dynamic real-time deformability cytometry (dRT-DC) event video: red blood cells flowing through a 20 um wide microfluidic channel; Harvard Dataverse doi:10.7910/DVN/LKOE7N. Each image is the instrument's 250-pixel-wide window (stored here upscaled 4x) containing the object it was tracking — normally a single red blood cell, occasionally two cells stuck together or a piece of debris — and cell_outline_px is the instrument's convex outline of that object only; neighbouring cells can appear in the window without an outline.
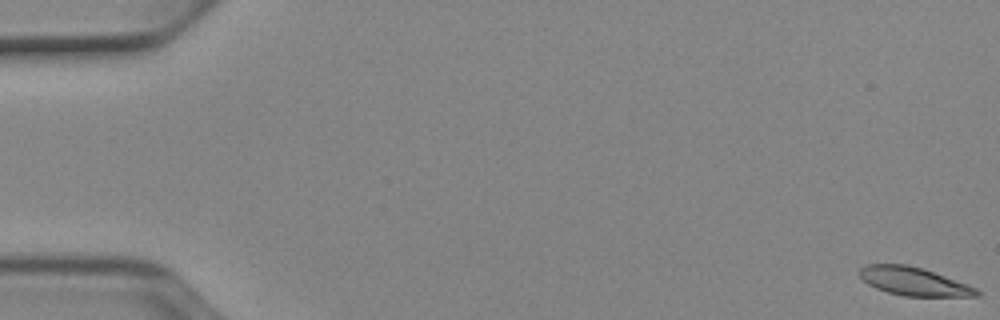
{"species": "Egyptian fruit bat (a non-hibernating species)", "species_latin": "Rousettus aegyptiacus", "temperature_condition": "cold", "stored_images_in_passage": 53, "camera_frame_rate_fps": 3000, "um_per_image_px": 0.085, "animal": {"sex": "female"}, "frame": {"image": 1, "passage_image": 1, "time_ms": 0.0, "image_size_px": [1000, 320], "cell_outline_px": [[980, 296], [904, 296], [888, 292], [876, 288], [868, 284], [856, 272], [864, 264], [904, 264], [924, 268], [968, 284], [976, 288], [980, 292]], "centroid_in_image_um": [77.66, 23.9], "position_along_channel_um": 7.3, "area_um2": 19.42}}
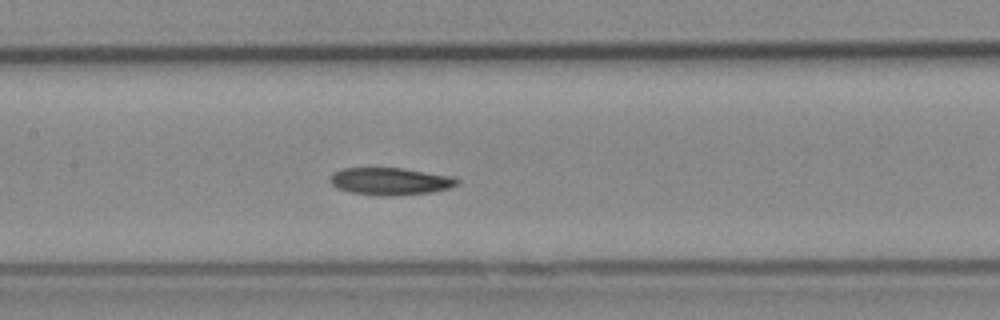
{"frame": {"image": 2, "passage_image": 26, "time_ms": 8.333, "image_size_px": [1000, 320], "cell_outline_px": [[460, 184], [448, 188], [432, 192], [384, 196], [352, 192], [336, 188], [328, 180], [336, 172], [344, 168], [404, 168], [448, 176], [460, 180]], "centroid_in_image_um": [33.17, 15.41], "position_along_channel_um": 174.2, "area_um2": 19.88}}
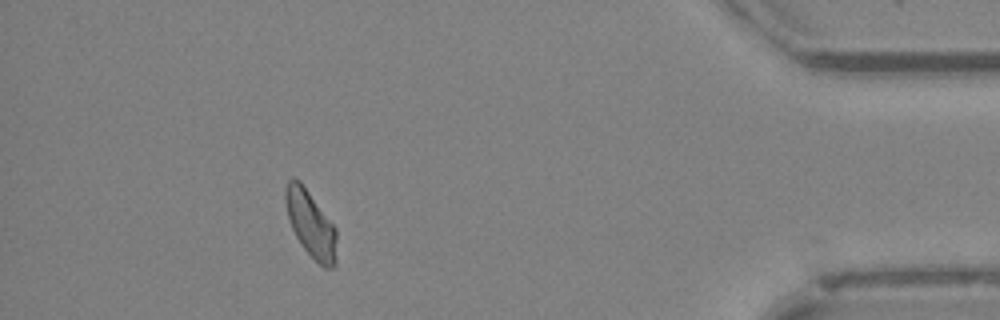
{"frame": {"image": 3, "passage_image": 48, "time_ms": 15.667, "image_size_px": [1000, 320], "cell_outline_px": [[336, 264], [332, 268], [324, 268], [304, 248], [296, 236], [292, 228], [288, 216], [284, 200], [284, 188], [288, 180], [292, 176], [300, 180], [336, 228]], "centroid_in_image_um": [26.4, 19.0], "position_along_channel_um": 408.8, "area_um2": 19.77}, "authors_computed_cell_mechanics": {"area_um2": 19.9988, "velocity_mm_per_s": 3.894, "shape_relaxation_time_tau1_ms": 5.646, "shape_relaxation_time_tau2_ms": 6.4632, "deformation_change_tau1": 0.1436, "deformation_change_tau2": 0.1315}}